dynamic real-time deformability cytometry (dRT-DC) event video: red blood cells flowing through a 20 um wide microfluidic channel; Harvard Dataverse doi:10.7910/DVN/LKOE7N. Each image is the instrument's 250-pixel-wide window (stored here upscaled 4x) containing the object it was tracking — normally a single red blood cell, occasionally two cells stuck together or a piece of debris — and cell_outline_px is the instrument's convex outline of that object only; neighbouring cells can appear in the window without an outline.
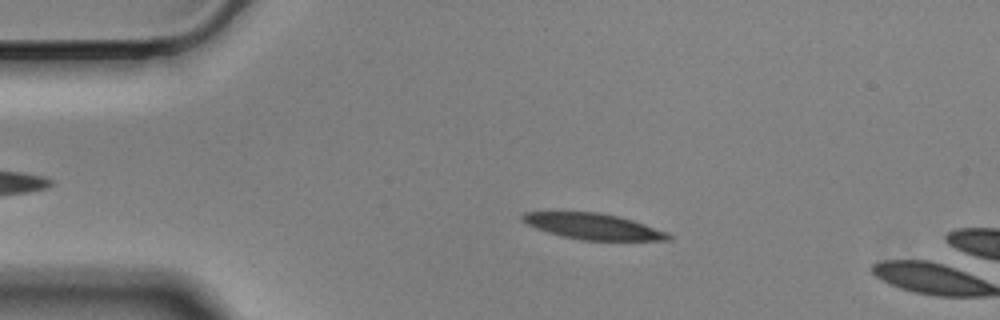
{"species": "Egyptian fruit bat (a non-hibernating species)", "species_latin": "Rousettus aegyptiacus", "temperature_condition": "cold", "stored_images_in_passage": 10, "camera_frame_rate_fps": 3000, "um_per_image_px": 0.085, "animal": {"sex": "male"}, "frame": {"image": 1, "passage_image": 9, "time_ms": 2.667, "image_size_px": [1000, 320], "cell_outline_px": [[672, 240], [580, 240], [560, 236], [536, 228], [520, 220], [520, 216], [524, 212], [600, 212], [632, 220], [668, 232], [672, 236]], "centroid_in_image_um": [50.4, 19.25], "position_along_channel_um": 34.6, "area_um2": 21.96}}